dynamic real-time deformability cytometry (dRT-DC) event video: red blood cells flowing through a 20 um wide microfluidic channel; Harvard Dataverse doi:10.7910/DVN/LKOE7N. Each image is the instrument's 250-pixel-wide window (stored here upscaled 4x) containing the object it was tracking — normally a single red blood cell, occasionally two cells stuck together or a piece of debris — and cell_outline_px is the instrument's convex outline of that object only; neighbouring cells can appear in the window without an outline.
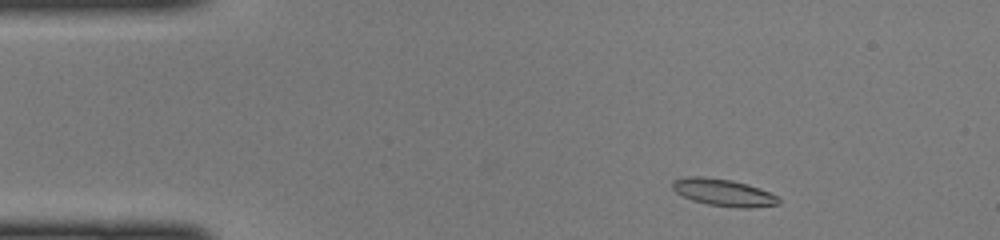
{"species": "common noctule bat (a hibernating species)", "species_latin": "Nyctalus noctula", "temperature_condition": "cold", "stored_images_in_passage": 43, "camera_frame_rate_fps": 3000, "um_per_image_px": 0.085, "animal": {"sex": "female", "body_mass_g": 22.0, "forearm_length_mm": 56.7}, "frame": {"image": 1, "passage_image": 3, "time_ms": 0.667, "image_size_px": [1000, 240], "cell_outline_px": [[780, 204], [752, 208], [736, 208], [708, 204], [692, 200], [676, 192], [672, 188], [672, 180], [688, 176], [700, 176], [732, 180], [748, 184], [760, 188], [776, 196], [780, 200]], "centroid_in_image_um": [61.49, 16.36], "position_along_channel_um": 23.5, "area_um2": 16.82}}
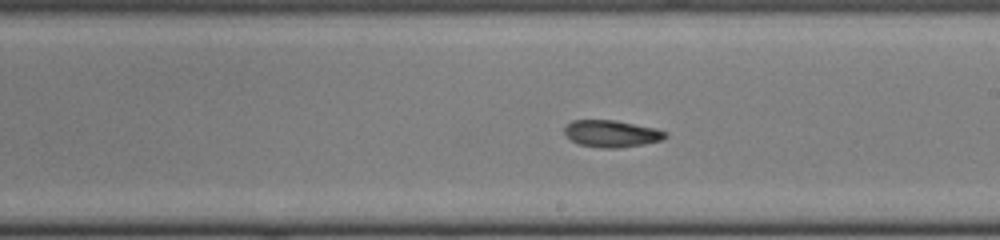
{"frame": {"image": 2, "passage_image": 23, "time_ms": 7.333, "image_size_px": [1000, 240], "cell_outline_px": [[668, 136], [660, 140], [644, 144], [620, 148], [600, 148], [576, 144], [564, 136], [564, 128], [572, 120], [616, 120], [656, 128], [668, 132]], "centroid_in_image_um": [51.96, 11.37], "position_along_channel_um": 237.0, "area_um2": 16.13}}
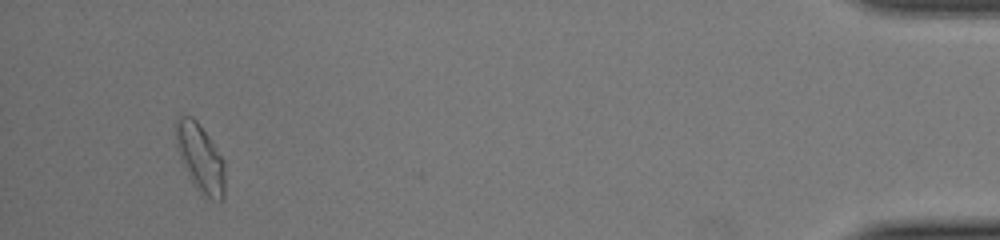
{"frame": {"image": 3, "passage_image": 41, "time_ms": 13.333, "image_size_px": [1000, 240], "cell_outline_px": [[224, 196], [220, 200], [208, 200], [192, 184], [180, 160], [176, 148], [176, 120], [180, 116], [192, 116], [196, 120], [208, 136], [224, 160]], "centroid_in_image_um": [17.01, 13.46], "position_along_channel_um": 418.2, "area_um2": 19.54}}